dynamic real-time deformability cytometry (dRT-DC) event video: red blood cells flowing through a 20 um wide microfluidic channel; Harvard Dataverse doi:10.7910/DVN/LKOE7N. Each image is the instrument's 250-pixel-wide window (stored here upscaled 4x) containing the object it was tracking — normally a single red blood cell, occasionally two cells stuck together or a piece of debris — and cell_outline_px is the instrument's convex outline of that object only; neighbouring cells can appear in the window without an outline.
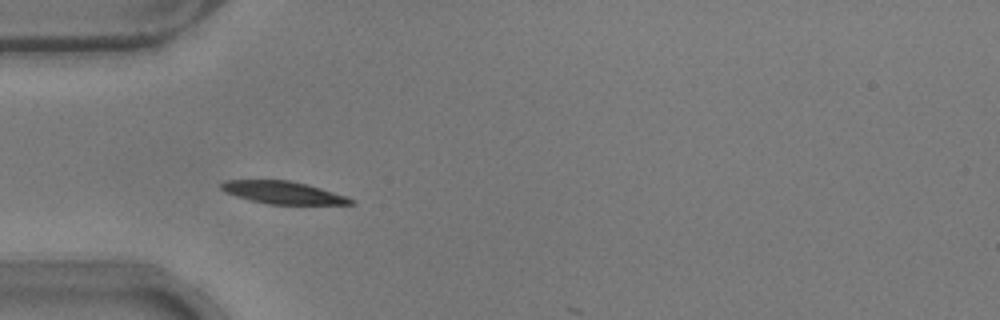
{"species": "common noctule bat (a hibernating species)", "species_latin": "Nyctalus noctula", "temperature_condition": "warm", "stored_images_in_passage": 27, "camera_frame_rate_fps": 3000, "um_per_image_px": 0.085, "animal": {"sex": "male", "body_mass_g": 17.9}, "frame": {"image": 1, "passage_image": 1, "time_ms": 0.0, "image_size_px": [1000, 320], "cell_outline_px": [[356, 204], [268, 204], [236, 196], [224, 192], [220, 188], [220, 184], [224, 180], [288, 180], [308, 184], [356, 200]], "centroid_in_image_um": [24.03, 16.36], "position_along_channel_um": 61.0, "area_um2": 16.88}}
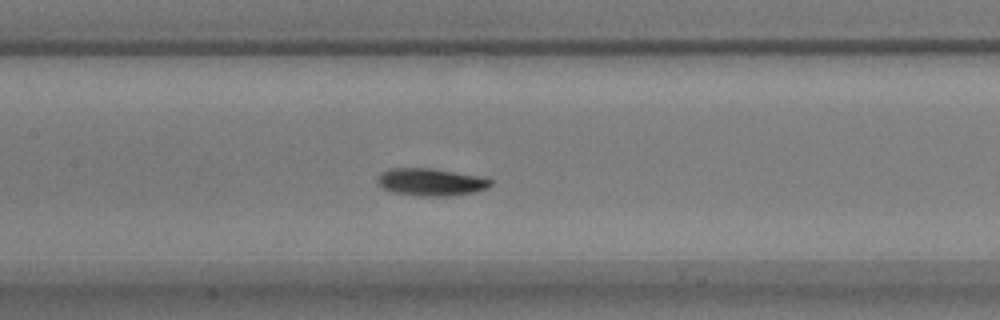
{"frame": {"image": 2, "passage_image": 10, "time_ms": 3.0, "image_size_px": [1000, 320], "cell_outline_px": [[492, 184], [488, 188], [476, 192], [452, 196], [420, 196], [392, 192], [376, 184], [376, 180], [380, 172], [388, 168], [432, 168], [484, 176], [492, 180]], "centroid_in_image_um": [36.64, 15.47], "position_along_channel_um": 170.8, "area_um2": 18.55}}
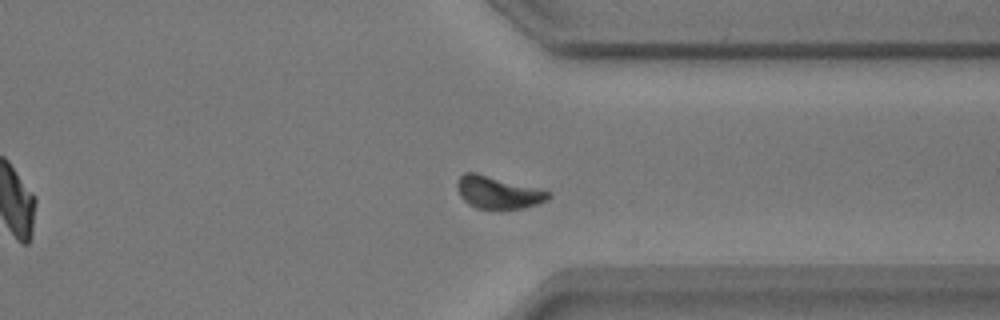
{"frame": {"image": 3, "passage_image": 26, "time_ms": 8.333, "image_size_px": [1000, 320], "cell_outline_px": [[552, 196], [548, 200], [524, 208], [476, 208], [468, 204], [460, 196], [456, 188], [456, 184], [460, 176], [464, 172], [476, 172], [544, 188], [552, 192]], "centroid_in_image_um": [42.38, 16.32], "position_along_channel_um": 369.0, "area_um2": 17.69}, "authors_computed_cell_mechanics": {"area_um2": 17.6868, "velocity_mm_per_s": 3.7365, "shape_relaxation_time_tau1_ms": 2.1247, "shape_relaxation_time_tau2_ms": null, "deformation_change_tau1": 0.0893, "deformation_change_tau2": null}}